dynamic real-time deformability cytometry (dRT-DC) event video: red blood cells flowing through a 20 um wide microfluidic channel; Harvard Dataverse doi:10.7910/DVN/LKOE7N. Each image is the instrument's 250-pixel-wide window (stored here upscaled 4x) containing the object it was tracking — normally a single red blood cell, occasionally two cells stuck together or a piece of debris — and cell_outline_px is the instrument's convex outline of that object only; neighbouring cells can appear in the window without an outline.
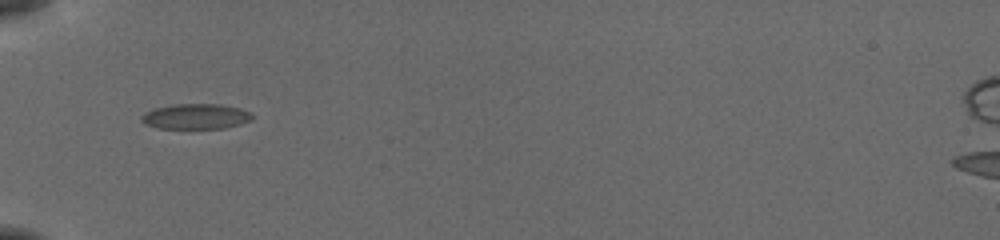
{"species": "common noctule bat (a hibernating species)", "species_latin": "Nyctalus noctula", "temperature_condition": "cold", "stored_images_in_passage": 36, "camera_frame_rate_fps": 3000, "um_per_image_px": 0.085, "animal": {"sex": "female", "body_mass_g": 19.5, "forearm_length_mm": 54.1}, "frame": {"image": 1, "passage_image": 1, "time_ms": 0.0, "image_size_px": [1000, 240], "cell_outline_px": [[252, 116], [248, 120], [240, 124], [224, 128], [160, 128], [148, 124], [140, 120], [140, 116], [144, 112], [156, 108], [172, 104], [220, 104], [240, 108], [252, 112]], "centroid_in_image_um": [16.63, 9.88], "position_along_channel_um": 68.4, "area_um2": 16.18}}
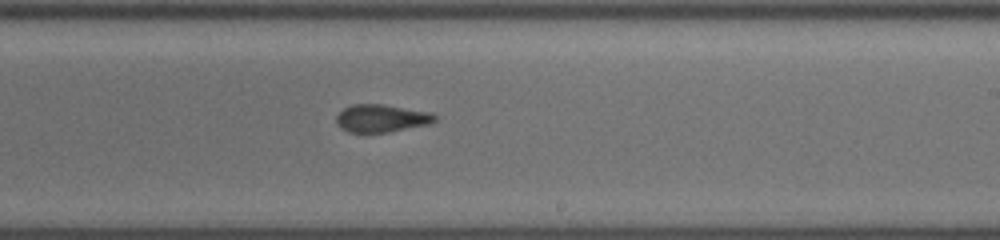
{"frame": {"image": 2, "passage_image": 16, "time_ms": 5.0, "image_size_px": [1000, 240], "cell_outline_px": [[436, 120], [428, 124], [388, 132], [348, 132], [340, 128], [336, 120], [336, 116], [344, 108], [352, 104], [380, 104], [432, 112], [436, 116]], "centroid_in_image_um": [32.41, 10.05], "position_along_channel_um": 256.6, "area_um2": 15.78}}
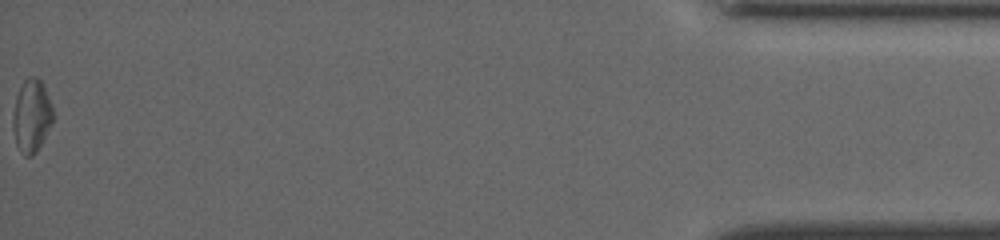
{"frame": {"image": 3, "passage_image": 36, "time_ms": 11.667, "image_size_px": [1000, 240], "cell_outline_px": [[52, 124], [36, 152], [32, 156], [24, 156], [16, 144], [12, 128], [12, 116], [16, 96], [24, 80], [28, 76], [36, 76], [44, 84], [52, 108]], "centroid_in_image_um": [2.67, 9.84], "position_along_channel_um": 432.5, "area_um2": 17.05}, "authors_computed_cell_mechanics": {"area_um2": 16.0684, "velocity_mm_per_s": 3.8669, "shape_relaxation_time_tau1_ms": null, "shape_relaxation_time_tau2_ms": 2.2288, "deformation_change_tau1": null, "deformation_change_tau2": 0.0696}}